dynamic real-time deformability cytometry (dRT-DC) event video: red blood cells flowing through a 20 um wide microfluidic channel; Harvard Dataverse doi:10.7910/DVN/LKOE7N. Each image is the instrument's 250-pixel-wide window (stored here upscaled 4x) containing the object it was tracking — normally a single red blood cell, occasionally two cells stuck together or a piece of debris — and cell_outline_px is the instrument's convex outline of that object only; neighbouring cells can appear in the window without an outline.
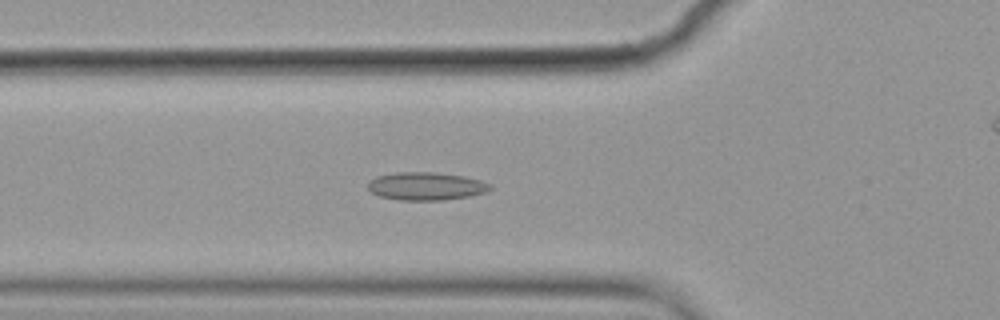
{"species": "common noctule bat (a hibernating species)", "species_latin": "Nyctalus noctula", "temperature_condition": "cold", "stored_images_in_passage": 46, "camera_frame_rate_fps": 3000, "um_per_image_px": 0.085, "animal": {"sex": "female", "body_mass_g": 19.9}, "frame": {"image": 1, "passage_image": 14, "time_ms": 4.333, "image_size_px": [1000, 320], "cell_outline_px": [[492, 188], [488, 192], [468, 196], [444, 200], [396, 200], [380, 196], [372, 192], [368, 188], [368, 180], [376, 176], [396, 172], [432, 172], [464, 176], [480, 180], [492, 184]], "centroid_in_image_um": [36.21, 15.82], "position_along_channel_um": 89.6, "area_um2": 20.06}}
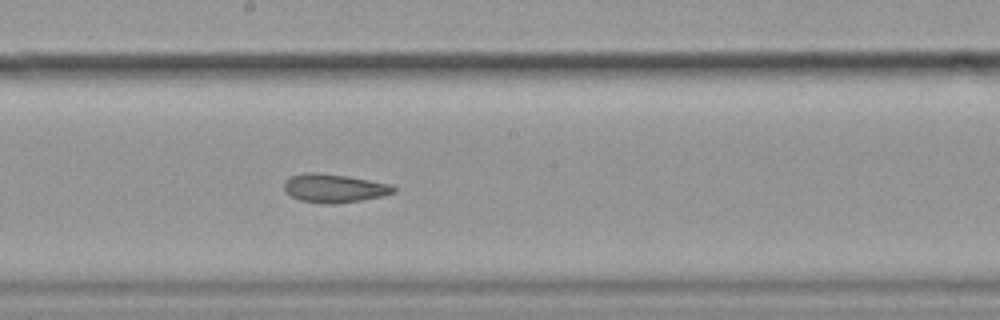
{"frame": {"image": 2, "passage_image": 25, "time_ms": 8.0, "image_size_px": [1000, 320], "cell_outline_px": [[396, 192], [384, 196], [360, 200], [332, 204], [324, 204], [300, 200], [292, 196], [284, 188], [284, 184], [292, 176], [308, 172], [316, 172], [348, 176], [392, 184], [396, 188]], "centroid_in_image_um": [28.47, 16.0], "position_along_channel_um": 219.7, "area_um2": 18.09}}
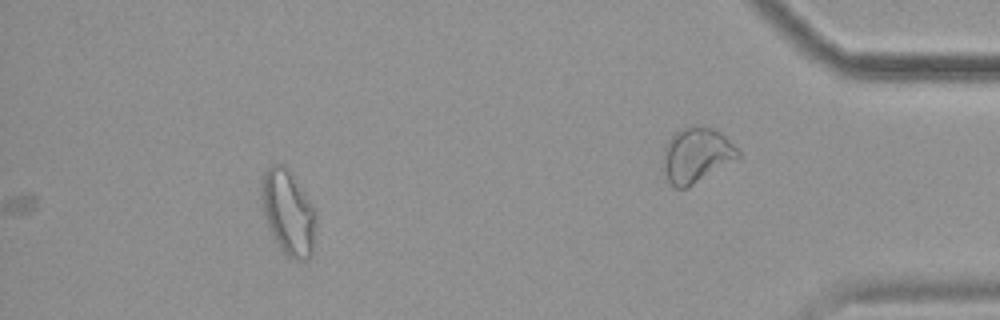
{"frame": {"image": 3, "passage_image": 46, "time_ms": 15.0, "image_size_px": [1000, 320], "cell_outline_px": [[316, 228], [312, 256], [308, 260], [296, 260], [288, 256], [284, 252], [272, 236], [264, 216], [260, 188], [260, 184], [264, 172], [272, 164], [284, 164], [316, 208]], "centroid_in_image_um": [24.52, 18.07], "position_along_channel_um": 410.7, "area_um2": 27.22}, "authors_computed_cell_mechanics": {"area_um2": 18.0914, "velocity_mm_per_s": 3.5478, "shape_relaxation_time_tau1_ms": null, "shape_relaxation_time_tau2_ms": 3.4117, "deformation_change_tau1": null, "deformation_change_tau2": 0.1001}}